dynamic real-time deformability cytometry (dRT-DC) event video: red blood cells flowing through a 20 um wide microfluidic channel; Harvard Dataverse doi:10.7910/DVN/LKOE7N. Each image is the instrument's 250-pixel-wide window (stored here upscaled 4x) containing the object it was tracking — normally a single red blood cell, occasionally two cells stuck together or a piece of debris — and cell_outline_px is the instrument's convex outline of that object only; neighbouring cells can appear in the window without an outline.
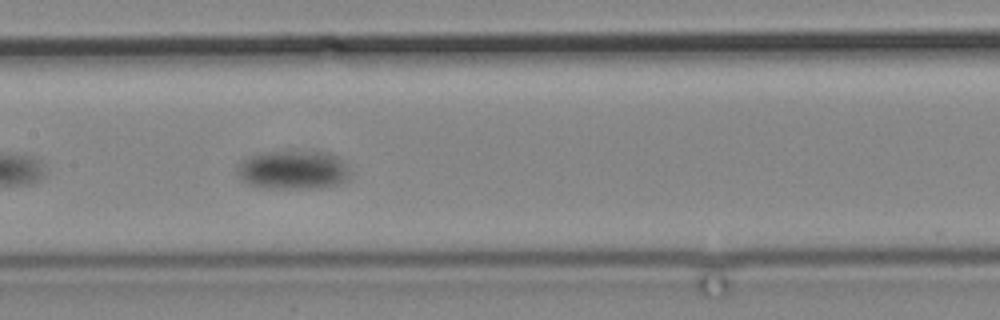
{"species": "common noctule bat (a hibernating species)", "species_latin": "Nyctalus noctula", "temperature_condition": "cold", "stored_images_in_passage": 14, "camera_frame_rate_fps": 3000, "um_per_image_px": 0.085, "animal": {"sex": "male", "body_mass_g": 19.2, "forearm_length_mm": 51.8}, "frame": {"image": 1, "passage_image": 5, "time_ms": 5.333, "image_size_px": [1000, 320], "cell_outline_px": [[348, 180], [336, 184], [320, 188], [260, 188], [248, 184], [236, 176], [236, 164], [240, 160], [248, 156], [260, 152], [316, 152], [336, 156], [348, 164]], "centroid_in_image_um": [24.82, 14.46], "position_along_channel_um": 182.6, "area_um2": 25.72}}
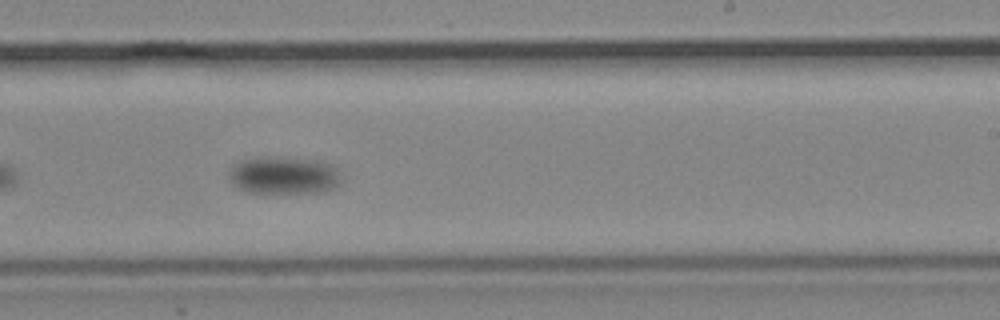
{"frame": {"image": 2, "passage_image": 7, "time_ms": 8.667, "image_size_px": [1000, 320], "cell_outline_px": [[340, 184], [332, 188], [320, 192], [252, 192], [236, 188], [232, 184], [228, 176], [228, 172], [240, 160], [256, 156], [276, 156], [324, 160], [332, 164], [336, 168]], "centroid_in_image_um": [24.1, 14.86], "position_along_channel_um": 264.9, "area_um2": 24.85}}
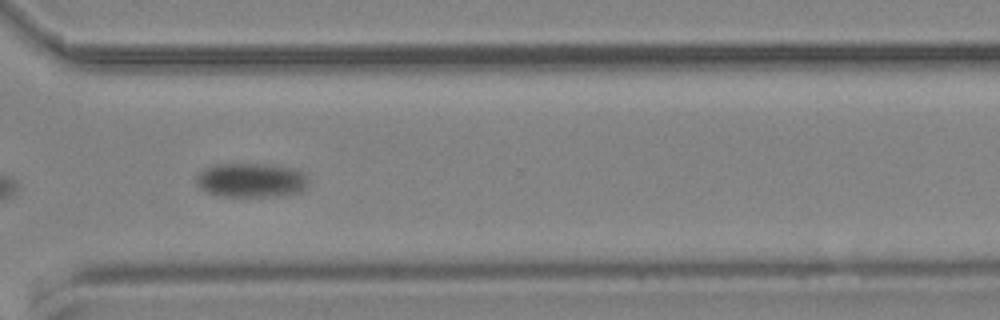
{"frame": {"image": 3, "passage_image": 10, "time_ms": 12.0, "image_size_px": [1000, 320], "cell_outline_px": [[308, 184], [300, 192], [276, 196], [220, 196], [208, 192], [200, 188], [196, 184], [196, 176], [204, 168], [212, 164], [272, 164], [292, 168], [300, 172], [308, 180]], "centroid_in_image_um": [21.3, 15.31], "position_along_channel_um": 349.3, "area_um2": 22.37}}